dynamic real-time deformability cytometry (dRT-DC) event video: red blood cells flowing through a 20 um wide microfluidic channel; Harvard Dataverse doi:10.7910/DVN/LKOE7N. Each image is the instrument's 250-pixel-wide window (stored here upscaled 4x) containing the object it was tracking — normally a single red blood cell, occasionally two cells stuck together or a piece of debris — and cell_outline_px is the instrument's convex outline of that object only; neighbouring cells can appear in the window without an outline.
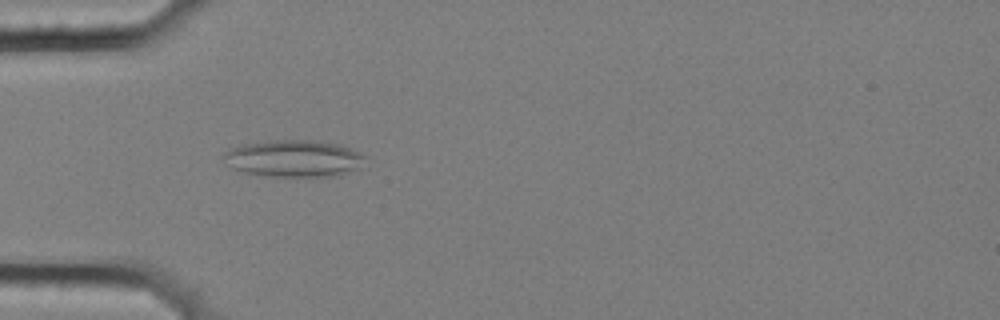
{"species": "common noctule bat (a hibernating species)", "species_latin": "Nyctalus noctula", "temperature_condition": "cold", "stored_images_in_passage": 6, "camera_frame_rate_fps": 3000, "um_per_image_px": 0.085, "animal": {"sex": "female", "body_mass_g": 25.1}, "frame": {"image": 1, "passage_image": 4, "time_ms": 1.0, "image_size_px": [1000, 320], "cell_outline_px": [[368, 168], [340, 176], [264, 176], [244, 172], [232, 168], [224, 164], [224, 152], [232, 148], [244, 144], [272, 140], [316, 140], [340, 144], [360, 152], [368, 156]], "centroid_in_image_um": [25.13, 13.48], "position_along_channel_um": 59.9, "area_um2": 31.44}}